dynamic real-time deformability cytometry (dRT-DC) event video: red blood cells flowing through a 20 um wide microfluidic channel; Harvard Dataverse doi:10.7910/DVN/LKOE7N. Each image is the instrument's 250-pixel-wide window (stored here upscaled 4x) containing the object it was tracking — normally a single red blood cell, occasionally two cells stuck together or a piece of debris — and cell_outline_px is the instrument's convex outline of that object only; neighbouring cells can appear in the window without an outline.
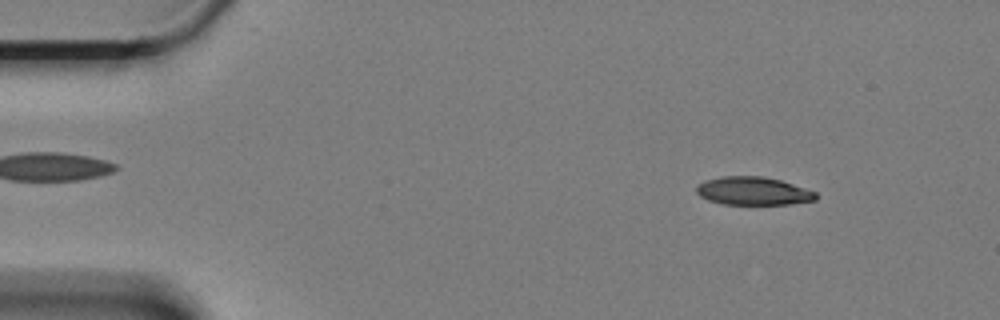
{"species": "Egyptian fruit bat (a non-hibernating species)", "species_latin": "Rousettus aegyptiacus", "temperature_condition": "cold", "stored_images_in_passage": 60, "camera_frame_rate_fps": 3000, "um_per_image_px": 0.085, "animal": {"sex": "female"}, "frame": {"image": 1, "passage_image": 7, "time_ms": 2.0, "image_size_px": [1000, 320], "cell_outline_px": [[816, 200], [792, 204], [724, 204], [708, 200], [700, 196], [696, 192], [696, 184], [704, 180], [724, 176], [760, 176], [780, 180], [816, 192]], "centroid_in_image_um": [63.98, 16.23], "position_along_channel_um": 21.0, "area_um2": 19.54}}
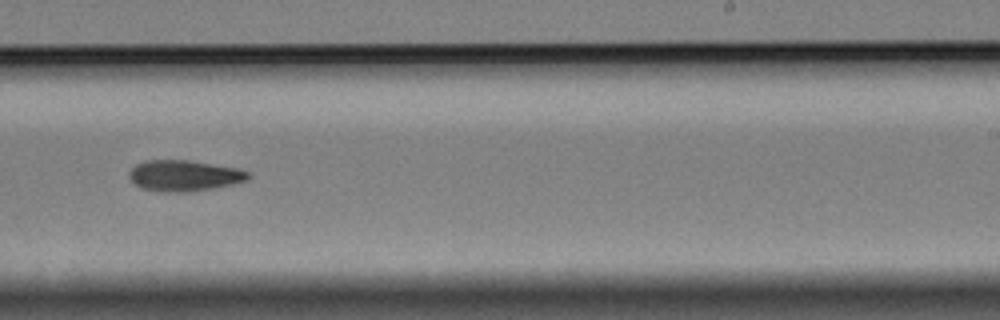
{"frame": {"image": 2, "passage_image": 37, "time_ms": 12.0, "image_size_px": [1000, 320], "cell_outline_px": [[248, 176], [244, 180], [232, 184], [192, 192], [164, 192], [140, 188], [128, 176], [128, 172], [136, 164], [144, 160], [188, 160], [236, 168], [248, 172]], "centroid_in_image_um": [15.58, 14.93], "position_along_channel_um": 273.4, "area_um2": 21.27}}
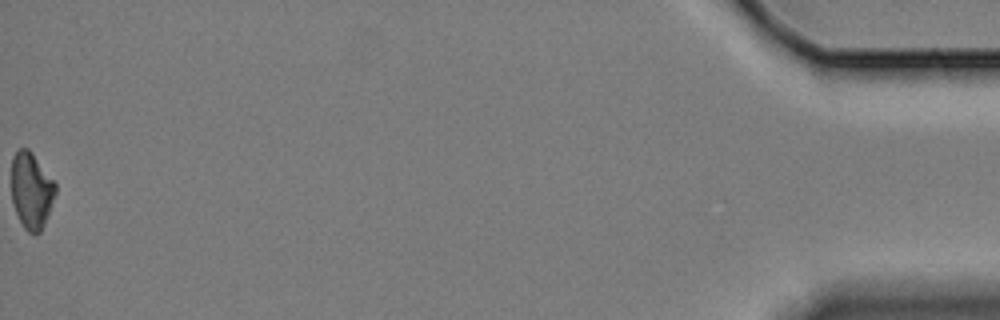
{"frame": {"image": 3, "passage_image": 60, "time_ms": 19.667, "image_size_px": [1000, 320], "cell_outline_px": [[56, 192], [40, 232], [36, 236], [28, 232], [24, 228], [12, 204], [12, 156], [20, 148], [28, 148], [32, 152], [56, 184]], "centroid_in_image_um": [2.65, 16.19], "position_along_channel_um": 432.6, "area_um2": 19.36}, "authors_computed_cell_mechanics": {"area_um2": 20.6057, "velocity_mm_per_s": 3.3333, "shape_relaxation_time_tau1_ms": 5.1916, "shape_relaxation_time_tau2_ms": null, "deformation_change_tau1": 0.1435, "deformation_change_tau2": null}}